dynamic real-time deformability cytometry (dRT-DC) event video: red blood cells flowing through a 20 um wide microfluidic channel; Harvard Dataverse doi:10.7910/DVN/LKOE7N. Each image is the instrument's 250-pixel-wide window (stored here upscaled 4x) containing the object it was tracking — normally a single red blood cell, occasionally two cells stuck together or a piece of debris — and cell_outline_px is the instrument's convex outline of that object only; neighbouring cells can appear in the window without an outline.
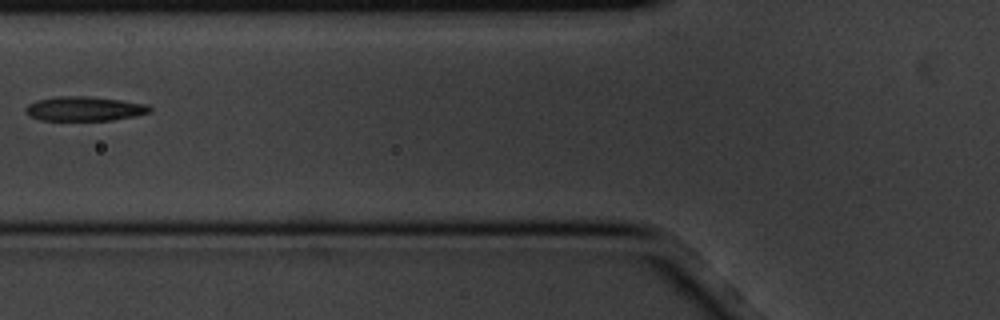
{"species": "common noctule bat (a hibernating species)", "species_latin": "Nyctalus noctula", "temperature_condition": "cold", "stored_images_in_passage": 7, "camera_frame_rate_fps": 3000, "um_per_image_px": 0.085, "animal": {"sex": "male", "body_mass_g": 20.1, "forearm_length_mm": 53.5}, "frame": {"image": 1, "passage_image": 7, "time_ms": 2.0, "image_size_px": [1000, 320], "cell_outline_px": [[152, 112], [112, 120], [40, 120], [28, 116], [24, 112], [24, 108], [28, 104], [36, 100], [56, 96], [88, 96], [120, 100], [148, 104], [152, 108]], "centroid_in_image_um": [7.13, 9.24], "position_along_channel_um": 118.7, "area_um2": 17.8}}